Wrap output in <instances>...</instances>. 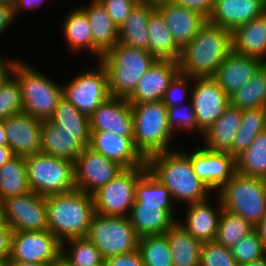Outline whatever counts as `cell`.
Returning <instances> with one entry per match:
<instances>
[{"instance_id":"8fae6325","label":"cell","mask_w":266,"mask_h":266,"mask_svg":"<svg viewBox=\"0 0 266 266\" xmlns=\"http://www.w3.org/2000/svg\"><path fill=\"white\" fill-rule=\"evenodd\" d=\"M96 61L95 69L93 67L84 69L62 85L63 97L87 116L111 97L107 71L100 61Z\"/></svg>"},{"instance_id":"836d02e7","label":"cell","mask_w":266,"mask_h":266,"mask_svg":"<svg viewBox=\"0 0 266 266\" xmlns=\"http://www.w3.org/2000/svg\"><path fill=\"white\" fill-rule=\"evenodd\" d=\"M133 205H159V208L166 209L177 220L175 210L178 206L171 193L148 170L137 182Z\"/></svg>"},{"instance_id":"816d5d0a","label":"cell","mask_w":266,"mask_h":266,"mask_svg":"<svg viewBox=\"0 0 266 266\" xmlns=\"http://www.w3.org/2000/svg\"><path fill=\"white\" fill-rule=\"evenodd\" d=\"M16 21L13 4L0 3V36Z\"/></svg>"},{"instance_id":"db71d44e","label":"cell","mask_w":266,"mask_h":266,"mask_svg":"<svg viewBox=\"0 0 266 266\" xmlns=\"http://www.w3.org/2000/svg\"><path fill=\"white\" fill-rule=\"evenodd\" d=\"M48 1H51V0H48ZM48 1L47 0H14L13 9H14L15 18L17 19L19 15L21 14V12H24V11L28 12L30 10L32 11L33 9L37 10V8L42 6L44 3L48 4L46 3Z\"/></svg>"},{"instance_id":"e0dca14e","label":"cell","mask_w":266,"mask_h":266,"mask_svg":"<svg viewBox=\"0 0 266 266\" xmlns=\"http://www.w3.org/2000/svg\"><path fill=\"white\" fill-rule=\"evenodd\" d=\"M90 131H107L133 140L131 104L125 98L111 96L89 116Z\"/></svg>"},{"instance_id":"3957f363","label":"cell","mask_w":266,"mask_h":266,"mask_svg":"<svg viewBox=\"0 0 266 266\" xmlns=\"http://www.w3.org/2000/svg\"><path fill=\"white\" fill-rule=\"evenodd\" d=\"M48 230L61 242L87 237L95 212L91 194L78 189L45 196Z\"/></svg>"},{"instance_id":"680465c9","label":"cell","mask_w":266,"mask_h":266,"mask_svg":"<svg viewBox=\"0 0 266 266\" xmlns=\"http://www.w3.org/2000/svg\"><path fill=\"white\" fill-rule=\"evenodd\" d=\"M8 266H50L42 263H32V262H20L15 260H8Z\"/></svg>"},{"instance_id":"f1b7e54d","label":"cell","mask_w":266,"mask_h":266,"mask_svg":"<svg viewBox=\"0 0 266 266\" xmlns=\"http://www.w3.org/2000/svg\"><path fill=\"white\" fill-rule=\"evenodd\" d=\"M128 219L139 237L165 234L177 222L159 205H133Z\"/></svg>"},{"instance_id":"b9f144b4","label":"cell","mask_w":266,"mask_h":266,"mask_svg":"<svg viewBox=\"0 0 266 266\" xmlns=\"http://www.w3.org/2000/svg\"><path fill=\"white\" fill-rule=\"evenodd\" d=\"M48 121L69 133H91L89 116L80 112L64 97Z\"/></svg>"},{"instance_id":"9a60e30c","label":"cell","mask_w":266,"mask_h":266,"mask_svg":"<svg viewBox=\"0 0 266 266\" xmlns=\"http://www.w3.org/2000/svg\"><path fill=\"white\" fill-rule=\"evenodd\" d=\"M198 127L204 132L230 105L229 96L212 78H193L190 97Z\"/></svg>"},{"instance_id":"7a4b0ae2","label":"cell","mask_w":266,"mask_h":266,"mask_svg":"<svg viewBox=\"0 0 266 266\" xmlns=\"http://www.w3.org/2000/svg\"><path fill=\"white\" fill-rule=\"evenodd\" d=\"M232 51V32L206 21L196 36L180 50V73L191 78L213 77Z\"/></svg>"},{"instance_id":"5b68a950","label":"cell","mask_w":266,"mask_h":266,"mask_svg":"<svg viewBox=\"0 0 266 266\" xmlns=\"http://www.w3.org/2000/svg\"><path fill=\"white\" fill-rule=\"evenodd\" d=\"M131 111L134 146L145 160L154 154L173 150L170 141L175 135L169 128L167 107L162 100L131 104Z\"/></svg>"},{"instance_id":"f546056e","label":"cell","mask_w":266,"mask_h":266,"mask_svg":"<svg viewBox=\"0 0 266 266\" xmlns=\"http://www.w3.org/2000/svg\"><path fill=\"white\" fill-rule=\"evenodd\" d=\"M88 16L93 44L104 54L118 43L119 27L113 22L101 2L91 0L80 6Z\"/></svg>"},{"instance_id":"8d00e7d4","label":"cell","mask_w":266,"mask_h":266,"mask_svg":"<svg viewBox=\"0 0 266 266\" xmlns=\"http://www.w3.org/2000/svg\"><path fill=\"white\" fill-rule=\"evenodd\" d=\"M236 171L266 179V130L259 133L247 149L235 157Z\"/></svg>"},{"instance_id":"ffe728a7","label":"cell","mask_w":266,"mask_h":266,"mask_svg":"<svg viewBox=\"0 0 266 266\" xmlns=\"http://www.w3.org/2000/svg\"><path fill=\"white\" fill-rule=\"evenodd\" d=\"M91 133H69L50 121L41 124V153L75 163L76 158L90 145Z\"/></svg>"},{"instance_id":"8992f818","label":"cell","mask_w":266,"mask_h":266,"mask_svg":"<svg viewBox=\"0 0 266 266\" xmlns=\"http://www.w3.org/2000/svg\"><path fill=\"white\" fill-rule=\"evenodd\" d=\"M13 74L19 80L23 112L48 121L63 98V86L22 60L15 64Z\"/></svg>"},{"instance_id":"11a10c76","label":"cell","mask_w":266,"mask_h":266,"mask_svg":"<svg viewBox=\"0 0 266 266\" xmlns=\"http://www.w3.org/2000/svg\"><path fill=\"white\" fill-rule=\"evenodd\" d=\"M0 55V85L13 74L15 64L20 60L19 58L5 57Z\"/></svg>"},{"instance_id":"03108f58","label":"cell","mask_w":266,"mask_h":266,"mask_svg":"<svg viewBox=\"0 0 266 266\" xmlns=\"http://www.w3.org/2000/svg\"><path fill=\"white\" fill-rule=\"evenodd\" d=\"M4 223V219H3V212H2V205L0 202V226Z\"/></svg>"},{"instance_id":"83f0119b","label":"cell","mask_w":266,"mask_h":266,"mask_svg":"<svg viewBox=\"0 0 266 266\" xmlns=\"http://www.w3.org/2000/svg\"><path fill=\"white\" fill-rule=\"evenodd\" d=\"M232 50L266 63V12L232 31Z\"/></svg>"},{"instance_id":"f907efd6","label":"cell","mask_w":266,"mask_h":266,"mask_svg":"<svg viewBox=\"0 0 266 266\" xmlns=\"http://www.w3.org/2000/svg\"><path fill=\"white\" fill-rule=\"evenodd\" d=\"M173 3L200 13L206 19L212 13L215 0H172Z\"/></svg>"},{"instance_id":"bcb514c9","label":"cell","mask_w":266,"mask_h":266,"mask_svg":"<svg viewBox=\"0 0 266 266\" xmlns=\"http://www.w3.org/2000/svg\"><path fill=\"white\" fill-rule=\"evenodd\" d=\"M199 266H238L229 248L218 242H204L201 247Z\"/></svg>"},{"instance_id":"7402d4cb","label":"cell","mask_w":266,"mask_h":266,"mask_svg":"<svg viewBox=\"0 0 266 266\" xmlns=\"http://www.w3.org/2000/svg\"><path fill=\"white\" fill-rule=\"evenodd\" d=\"M266 12V0H215L208 22L234 31Z\"/></svg>"},{"instance_id":"60d3db41","label":"cell","mask_w":266,"mask_h":266,"mask_svg":"<svg viewBox=\"0 0 266 266\" xmlns=\"http://www.w3.org/2000/svg\"><path fill=\"white\" fill-rule=\"evenodd\" d=\"M138 250L144 266H173L166 234L139 237Z\"/></svg>"},{"instance_id":"f35d334b","label":"cell","mask_w":266,"mask_h":266,"mask_svg":"<svg viewBox=\"0 0 266 266\" xmlns=\"http://www.w3.org/2000/svg\"><path fill=\"white\" fill-rule=\"evenodd\" d=\"M61 258L71 266H97L104 262L100 251L88 237L62 242Z\"/></svg>"},{"instance_id":"681fc988","label":"cell","mask_w":266,"mask_h":266,"mask_svg":"<svg viewBox=\"0 0 266 266\" xmlns=\"http://www.w3.org/2000/svg\"><path fill=\"white\" fill-rule=\"evenodd\" d=\"M105 266H144L139 250L112 256L104 260Z\"/></svg>"},{"instance_id":"4dcf8cb0","label":"cell","mask_w":266,"mask_h":266,"mask_svg":"<svg viewBox=\"0 0 266 266\" xmlns=\"http://www.w3.org/2000/svg\"><path fill=\"white\" fill-rule=\"evenodd\" d=\"M155 9L146 3L138 2L125 22L119 27L118 43L148 51V22L150 14Z\"/></svg>"},{"instance_id":"f5cc1de1","label":"cell","mask_w":266,"mask_h":266,"mask_svg":"<svg viewBox=\"0 0 266 266\" xmlns=\"http://www.w3.org/2000/svg\"><path fill=\"white\" fill-rule=\"evenodd\" d=\"M13 230L4 222L0 226V258H9Z\"/></svg>"},{"instance_id":"ac0fdd59","label":"cell","mask_w":266,"mask_h":266,"mask_svg":"<svg viewBox=\"0 0 266 266\" xmlns=\"http://www.w3.org/2000/svg\"><path fill=\"white\" fill-rule=\"evenodd\" d=\"M41 124L42 120L24 112L4 120L7 146L15 156L41 153Z\"/></svg>"},{"instance_id":"d6986e66","label":"cell","mask_w":266,"mask_h":266,"mask_svg":"<svg viewBox=\"0 0 266 266\" xmlns=\"http://www.w3.org/2000/svg\"><path fill=\"white\" fill-rule=\"evenodd\" d=\"M214 196L217 197L215 198V205H212L213 199L211 197L202 202L186 205L187 208L184 213L186 215L183 217V221L177 219L180 226L202 243L214 241L216 238L223 207L219 196L216 193Z\"/></svg>"},{"instance_id":"7dc6e473","label":"cell","mask_w":266,"mask_h":266,"mask_svg":"<svg viewBox=\"0 0 266 266\" xmlns=\"http://www.w3.org/2000/svg\"><path fill=\"white\" fill-rule=\"evenodd\" d=\"M191 85H193V78L179 73L165 90L162 99L163 104L166 107H172L182 105L183 103H186V101H190L192 90Z\"/></svg>"},{"instance_id":"30bf717a","label":"cell","mask_w":266,"mask_h":266,"mask_svg":"<svg viewBox=\"0 0 266 266\" xmlns=\"http://www.w3.org/2000/svg\"><path fill=\"white\" fill-rule=\"evenodd\" d=\"M147 170L146 163L143 166L125 168L115 179L95 191L92 194L95 212L128 217L135 202L137 182Z\"/></svg>"},{"instance_id":"e7e4bbea","label":"cell","mask_w":266,"mask_h":266,"mask_svg":"<svg viewBox=\"0 0 266 266\" xmlns=\"http://www.w3.org/2000/svg\"><path fill=\"white\" fill-rule=\"evenodd\" d=\"M9 258H0V266H8Z\"/></svg>"},{"instance_id":"603a6c76","label":"cell","mask_w":266,"mask_h":266,"mask_svg":"<svg viewBox=\"0 0 266 266\" xmlns=\"http://www.w3.org/2000/svg\"><path fill=\"white\" fill-rule=\"evenodd\" d=\"M89 147L124 168L143 166L146 163L130 137L107 131H91Z\"/></svg>"},{"instance_id":"1f68e13d","label":"cell","mask_w":266,"mask_h":266,"mask_svg":"<svg viewBox=\"0 0 266 266\" xmlns=\"http://www.w3.org/2000/svg\"><path fill=\"white\" fill-rule=\"evenodd\" d=\"M173 266H199L202 242L195 239L177 222L165 233Z\"/></svg>"},{"instance_id":"91938a15","label":"cell","mask_w":266,"mask_h":266,"mask_svg":"<svg viewBox=\"0 0 266 266\" xmlns=\"http://www.w3.org/2000/svg\"><path fill=\"white\" fill-rule=\"evenodd\" d=\"M0 146H7L4 120H0Z\"/></svg>"},{"instance_id":"cb8c5ba5","label":"cell","mask_w":266,"mask_h":266,"mask_svg":"<svg viewBox=\"0 0 266 266\" xmlns=\"http://www.w3.org/2000/svg\"><path fill=\"white\" fill-rule=\"evenodd\" d=\"M263 64L260 59L241 55L232 50L212 78L228 96H231L247 84Z\"/></svg>"},{"instance_id":"6da1fadb","label":"cell","mask_w":266,"mask_h":266,"mask_svg":"<svg viewBox=\"0 0 266 266\" xmlns=\"http://www.w3.org/2000/svg\"><path fill=\"white\" fill-rule=\"evenodd\" d=\"M146 164L148 171L169 190L175 204L202 202L213 193L194 173L191 151L174 148L150 156Z\"/></svg>"},{"instance_id":"4316f807","label":"cell","mask_w":266,"mask_h":266,"mask_svg":"<svg viewBox=\"0 0 266 266\" xmlns=\"http://www.w3.org/2000/svg\"><path fill=\"white\" fill-rule=\"evenodd\" d=\"M242 110L229 105L224 113L203 133V147L215 152H228L233 156L234 137L238 132Z\"/></svg>"},{"instance_id":"2e32d148","label":"cell","mask_w":266,"mask_h":266,"mask_svg":"<svg viewBox=\"0 0 266 266\" xmlns=\"http://www.w3.org/2000/svg\"><path fill=\"white\" fill-rule=\"evenodd\" d=\"M194 173L214 193L236 172L235 157L228 152H215L199 146L191 151Z\"/></svg>"},{"instance_id":"6125c7cd","label":"cell","mask_w":266,"mask_h":266,"mask_svg":"<svg viewBox=\"0 0 266 266\" xmlns=\"http://www.w3.org/2000/svg\"><path fill=\"white\" fill-rule=\"evenodd\" d=\"M239 266H266V256L249 263L241 264Z\"/></svg>"},{"instance_id":"4fadbf2b","label":"cell","mask_w":266,"mask_h":266,"mask_svg":"<svg viewBox=\"0 0 266 266\" xmlns=\"http://www.w3.org/2000/svg\"><path fill=\"white\" fill-rule=\"evenodd\" d=\"M62 242L49 230L13 231L8 260L51 265L61 258Z\"/></svg>"},{"instance_id":"ee69618b","label":"cell","mask_w":266,"mask_h":266,"mask_svg":"<svg viewBox=\"0 0 266 266\" xmlns=\"http://www.w3.org/2000/svg\"><path fill=\"white\" fill-rule=\"evenodd\" d=\"M23 112L21 88L18 78L12 74L0 85V120Z\"/></svg>"},{"instance_id":"74e56055","label":"cell","mask_w":266,"mask_h":266,"mask_svg":"<svg viewBox=\"0 0 266 266\" xmlns=\"http://www.w3.org/2000/svg\"><path fill=\"white\" fill-rule=\"evenodd\" d=\"M266 130L264 107L242 110V118L238 132L234 137L233 156L236 157L247 149L256 136Z\"/></svg>"},{"instance_id":"6f0895ef","label":"cell","mask_w":266,"mask_h":266,"mask_svg":"<svg viewBox=\"0 0 266 266\" xmlns=\"http://www.w3.org/2000/svg\"><path fill=\"white\" fill-rule=\"evenodd\" d=\"M255 230L259 234V237L263 243V247L266 250V216L262 221L255 227Z\"/></svg>"},{"instance_id":"44dd1931","label":"cell","mask_w":266,"mask_h":266,"mask_svg":"<svg viewBox=\"0 0 266 266\" xmlns=\"http://www.w3.org/2000/svg\"><path fill=\"white\" fill-rule=\"evenodd\" d=\"M179 73L177 61L156 60L140 78L127 101L130 104H140L162 100L165 90Z\"/></svg>"},{"instance_id":"52a82bcc","label":"cell","mask_w":266,"mask_h":266,"mask_svg":"<svg viewBox=\"0 0 266 266\" xmlns=\"http://www.w3.org/2000/svg\"><path fill=\"white\" fill-rule=\"evenodd\" d=\"M216 194L223 209L241 216L254 228L266 216V179L236 171Z\"/></svg>"},{"instance_id":"d590c367","label":"cell","mask_w":266,"mask_h":266,"mask_svg":"<svg viewBox=\"0 0 266 266\" xmlns=\"http://www.w3.org/2000/svg\"><path fill=\"white\" fill-rule=\"evenodd\" d=\"M230 105L240 110L266 106V63L252 79L229 96Z\"/></svg>"},{"instance_id":"277c9868","label":"cell","mask_w":266,"mask_h":266,"mask_svg":"<svg viewBox=\"0 0 266 266\" xmlns=\"http://www.w3.org/2000/svg\"><path fill=\"white\" fill-rule=\"evenodd\" d=\"M99 61L107 71L111 96L127 99L156 59L146 50L117 43Z\"/></svg>"},{"instance_id":"9c48e42d","label":"cell","mask_w":266,"mask_h":266,"mask_svg":"<svg viewBox=\"0 0 266 266\" xmlns=\"http://www.w3.org/2000/svg\"><path fill=\"white\" fill-rule=\"evenodd\" d=\"M87 237L104 260L138 250L139 236L128 217L95 213Z\"/></svg>"},{"instance_id":"7c38bea8","label":"cell","mask_w":266,"mask_h":266,"mask_svg":"<svg viewBox=\"0 0 266 266\" xmlns=\"http://www.w3.org/2000/svg\"><path fill=\"white\" fill-rule=\"evenodd\" d=\"M4 222L13 231L48 230L45 196L33 191L1 201Z\"/></svg>"},{"instance_id":"c3c4849f","label":"cell","mask_w":266,"mask_h":266,"mask_svg":"<svg viewBox=\"0 0 266 266\" xmlns=\"http://www.w3.org/2000/svg\"><path fill=\"white\" fill-rule=\"evenodd\" d=\"M138 2L140 0H102L101 4L113 22L120 27Z\"/></svg>"},{"instance_id":"9f6ffc18","label":"cell","mask_w":266,"mask_h":266,"mask_svg":"<svg viewBox=\"0 0 266 266\" xmlns=\"http://www.w3.org/2000/svg\"><path fill=\"white\" fill-rule=\"evenodd\" d=\"M15 157L9 146H0V168Z\"/></svg>"},{"instance_id":"7bdbcfd3","label":"cell","mask_w":266,"mask_h":266,"mask_svg":"<svg viewBox=\"0 0 266 266\" xmlns=\"http://www.w3.org/2000/svg\"><path fill=\"white\" fill-rule=\"evenodd\" d=\"M167 116L168 125L173 135L188 130V133L194 132L197 136L199 134V138L203 137L204 132L198 127L191 100L182 105L167 107Z\"/></svg>"},{"instance_id":"e575fe53","label":"cell","mask_w":266,"mask_h":266,"mask_svg":"<svg viewBox=\"0 0 266 266\" xmlns=\"http://www.w3.org/2000/svg\"><path fill=\"white\" fill-rule=\"evenodd\" d=\"M31 192L25 157L15 156L0 168V202L7 197Z\"/></svg>"},{"instance_id":"94428289","label":"cell","mask_w":266,"mask_h":266,"mask_svg":"<svg viewBox=\"0 0 266 266\" xmlns=\"http://www.w3.org/2000/svg\"><path fill=\"white\" fill-rule=\"evenodd\" d=\"M172 0H140V2L142 3H146L150 6H153V7H158L162 4H166V3H169L171 2Z\"/></svg>"},{"instance_id":"d4e9b609","label":"cell","mask_w":266,"mask_h":266,"mask_svg":"<svg viewBox=\"0 0 266 266\" xmlns=\"http://www.w3.org/2000/svg\"><path fill=\"white\" fill-rule=\"evenodd\" d=\"M156 9L161 13L169 32L180 48L188 44L207 21L200 13L172 1Z\"/></svg>"},{"instance_id":"003e7915","label":"cell","mask_w":266,"mask_h":266,"mask_svg":"<svg viewBox=\"0 0 266 266\" xmlns=\"http://www.w3.org/2000/svg\"><path fill=\"white\" fill-rule=\"evenodd\" d=\"M0 3L13 4L14 3V0H0Z\"/></svg>"},{"instance_id":"ba28073f","label":"cell","mask_w":266,"mask_h":266,"mask_svg":"<svg viewBox=\"0 0 266 266\" xmlns=\"http://www.w3.org/2000/svg\"><path fill=\"white\" fill-rule=\"evenodd\" d=\"M31 191L42 195L67 193L74 189V162L42 153L25 157Z\"/></svg>"},{"instance_id":"ab89813d","label":"cell","mask_w":266,"mask_h":266,"mask_svg":"<svg viewBox=\"0 0 266 266\" xmlns=\"http://www.w3.org/2000/svg\"><path fill=\"white\" fill-rule=\"evenodd\" d=\"M255 228L244 218L225 209L222 210L215 241L226 248L234 246Z\"/></svg>"},{"instance_id":"d6a6232c","label":"cell","mask_w":266,"mask_h":266,"mask_svg":"<svg viewBox=\"0 0 266 266\" xmlns=\"http://www.w3.org/2000/svg\"><path fill=\"white\" fill-rule=\"evenodd\" d=\"M148 32V52L156 60H178L181 48L176 44L164 18L157 9L150 14Z\"/></svg>"},{"instance_id":"5bb4252c","label":"cell","mask_w":266,"mask_h":266,"mask_svg":"<svg viewBox=\"0 0 266 266\" xmlns=\"http://www.w3.org/2000/svg\"><path fill=\"white\" fill-rule=\"evenodd\" d=\"M125 168L87 146L74 163L76 189L93 194Z\"/></svg>"},{"instance_id":"be15d7a7","label":"cell","mask_w":266,"mask_h":266,"mask_svg":"<svg viewBox=\"0 0 266 266\" xmlns=\"http://www.w3.org/2000/svg\"><path fill=\"white\" fill-rule=\"evenodd\" d=\"M50 266H71L64 259L60 258L58 261H55Z\"/></svg>"},{"instance_id":"f6af8a7d","label":"cell","mask_w":266,"mask_h":266,"mask_svg":"<svg viewBox=\"0 0 266 266\" xmlns=\"http://www.w3.org/2000/svg\"><path fill=\"white\" fill-rule=\"evenodd\" d=\"M230 250L238 266L266 256V250L255 229L241 238Z\"/></svg>"},{"instance_id":"484cf974","label":"cell","mask_w":266,"mask_h":266,"mask_svg":"<svg viewBox=\"0 0 266 266\" xmlns=\"http://www.w3.org/2000/svg\"><path fill=\"white\" fill-rule=\"evenodd\" d=\"M69 12L65 16L66 18L61 28L63 38H65L64 40L68 45L67 47L70 51H73L74 55L75 52L77 54L85 51V53L92 54L93 58L95 59L96 57L99 61L103 53L93 44V37L86 12L80 7V4L76 7L73 6V9Z\"/></svg>"}]
</instances>
